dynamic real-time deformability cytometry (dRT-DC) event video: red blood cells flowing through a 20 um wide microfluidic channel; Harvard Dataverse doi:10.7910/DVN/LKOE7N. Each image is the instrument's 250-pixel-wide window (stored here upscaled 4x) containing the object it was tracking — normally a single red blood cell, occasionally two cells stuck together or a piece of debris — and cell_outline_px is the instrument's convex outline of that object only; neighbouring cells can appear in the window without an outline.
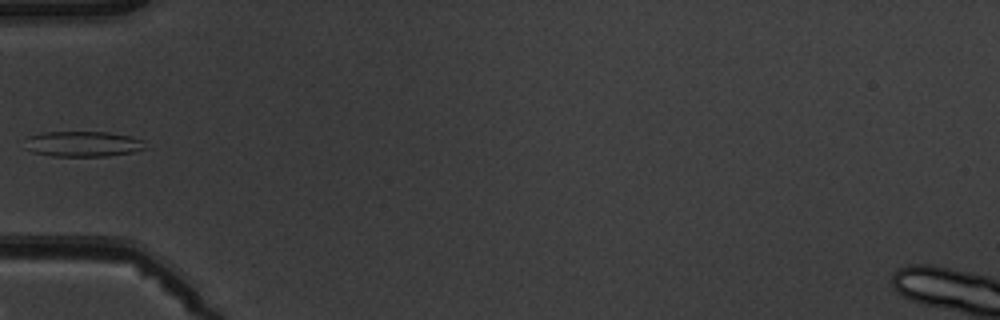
{"species": "common noctule bat (a hibernating species)", "species_latin": "Nyctalus noctula", "temperature_condition": "warm", "stored_images_in_passage": 5, "camera_frame_rate_fps": 3000, "um_per_image_px": 0.085, "animal": {"sex": "male", "body_mass_g": 19.5, "forearm_length_mm": 54.6}, "frame": {"image": 1, "passage_image": 4, "time_ms": 3.667, "image_size_px": [1000, 320], "cell_outline_px": [[148, 148], [132, 152], [108, 156], [52, 156], [32, 152], [24, 148], [28, 136], [40, 132], [108, 132], [132, 136], [144, 140]], "centroid_in_image_um": [7.07, 12.23], "position_along_channel_um": 77.9, "area_um2": 18.15}}
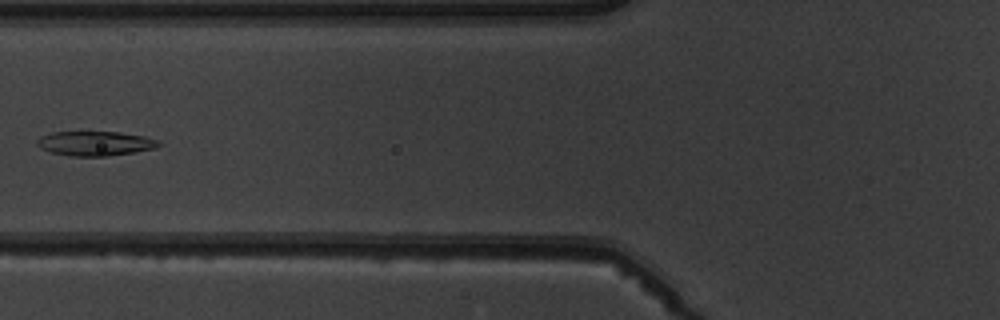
{"frame": {"image": 2, "passage_image": 5, "time_ms": 4.667, "image_size_px": [1000, 320], "cell_outline_px": [[164, 144], [156, 148], [108, 156], [68, 156], [52, 152], [40, 148], [36, 144], [36, 140], [40, 136], [52, 132], [116, 132], [144, 136], [160, 140]], "centroid_in_image_um": [8.1, 12.19], "position_along_channel_um": 117.7, "area_um2": 17.46}}